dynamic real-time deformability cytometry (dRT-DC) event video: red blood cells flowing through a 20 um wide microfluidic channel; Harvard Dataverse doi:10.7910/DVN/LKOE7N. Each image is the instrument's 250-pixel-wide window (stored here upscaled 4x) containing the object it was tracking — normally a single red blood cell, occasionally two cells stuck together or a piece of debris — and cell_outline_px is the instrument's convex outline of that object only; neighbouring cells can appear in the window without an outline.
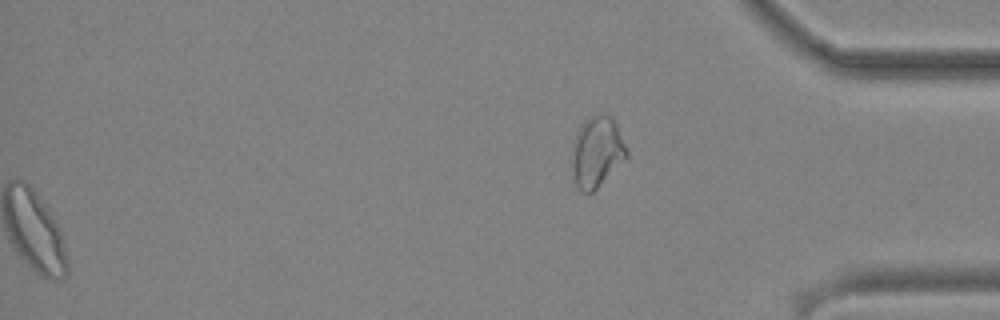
{"species": "common noctule bat (a hibernating species)", "species_latin": "Nyctalus noctula", "temperature_condition": "cold", "stored_images_in_passage": 43, "segment_of_instrument_passage": [2, 2], "camera_frame_rate_fps": 3000, "um_per_image_px": 0.085, "animal": {"sex": "male", "body_mass_g": 19.2, "forearm_length_mm": 51.8}, "frame": {"image": 1, "passage_image": 43, "time_ms": 14.0, "image_size_px": [1000, 320], "cell_outline_px": [[628, 156], [588, 196], [580, 192], [576, 184], [572, 148], [576, 132], [584, 120], [600, 112], [608, 116], [616, 124], [628, 152]], "centroid_in_image_um": [50.73, 12.91], "position_along_channel_um": 384.5, "area_um2": 22.08}}